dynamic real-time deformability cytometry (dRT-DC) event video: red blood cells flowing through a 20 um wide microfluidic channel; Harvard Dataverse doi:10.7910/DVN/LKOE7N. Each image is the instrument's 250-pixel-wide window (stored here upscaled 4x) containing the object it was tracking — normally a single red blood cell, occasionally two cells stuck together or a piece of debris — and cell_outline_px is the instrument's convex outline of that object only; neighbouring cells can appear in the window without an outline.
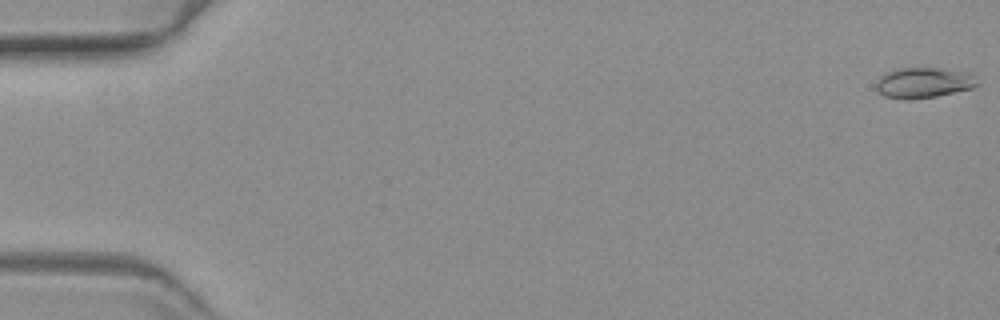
{"species": "common noctule bat (a hibernating species)", "species_latin": "Nyctalus noctula", "temperature_condition": "warm", "stored_images_in_passage": 16, "camera_frame_rate_fps": 3000, "um_per_image_px": 0.085, "animal": {"sex": "female", "body_mass_g": 19.3, "forearm_length_mm": 54.1}, "frame": {"image": 1, "passage_image": 1, "time_ms": 0.0, "image_size_px": [1000, 320], "cell_outline_px": [[980, 84], [972, 88], [936, 96], [908, 100], [884, 96], [876, 88], [876, 84], [880, 76], [884, 72], [896, 68], [940, 68], [968, 72]], "centroid_in_image_um": [78.48, 7.02], "position_along_channel_um": 6.5, "area_um2": 17.98}}
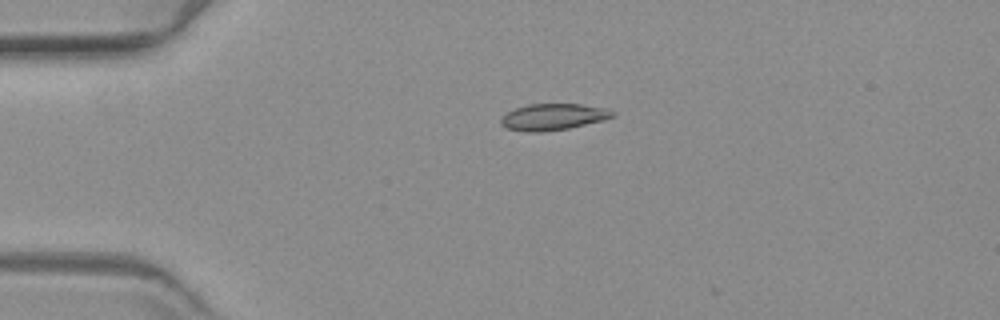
{"frame": {"image": 2, "passage_image": 15, "time_ms": 4.667, "image_size_px": [1000, 320], "cell_outline_px": [[616, 116], [604, 120], [568, 128], [544, 132], [524, 132], [504, 128], [500, 124], [500, 120], [508, 112], [516, 108], [528, 104], [580, 104], [604, 108], [616, 112]], "centroid_in_image_um": [47.01, 9.95], "position_along_channel_um": 38.0, "area_um2": 17.28}}